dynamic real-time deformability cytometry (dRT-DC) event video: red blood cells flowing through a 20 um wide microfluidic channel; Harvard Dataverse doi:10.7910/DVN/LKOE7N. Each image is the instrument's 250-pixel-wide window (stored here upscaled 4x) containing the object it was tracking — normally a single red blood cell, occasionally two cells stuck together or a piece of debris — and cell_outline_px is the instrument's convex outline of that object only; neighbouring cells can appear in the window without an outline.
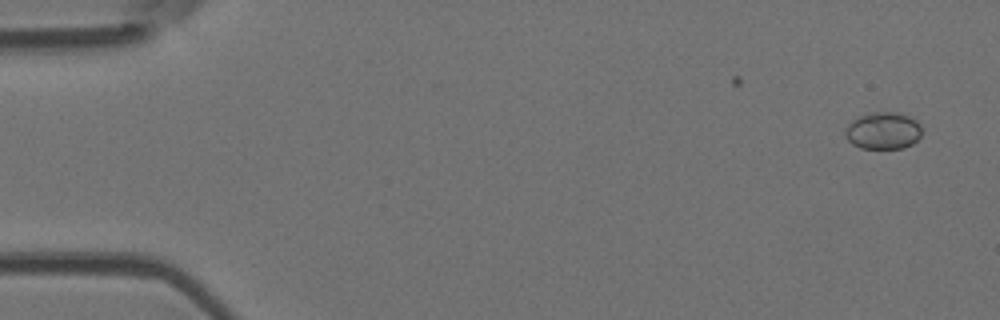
{"species": "Egyptian fruit bat (a non-hibernating species)", "species_latin": "Rousettus aegyptiacus", "temperature_condition": "room temperature", "stored_images_in_passage": 2, "camera_frame_rate_fps": 3000, "um_per_image_px": 0.085, "animal": {"sex": "female"}, "frame": {"image": 1, "passage_image": 2, "time_ms": 1.0, "image_size_px": [1000, 320], "cell_outline_px": [[920, 136], [912, 144], [904, 148], [860, 148], [852, 144], [844, 136], [844, 132], [848, 124], [852, 120], [860, 116], [872, 112], [896, 112], [908, 116], [916, 120], [920, 124]], "centroid_in_image_um": [75.04, 11.11], "position_along_channel_um": 10.0, "area_um2": 16.53}}